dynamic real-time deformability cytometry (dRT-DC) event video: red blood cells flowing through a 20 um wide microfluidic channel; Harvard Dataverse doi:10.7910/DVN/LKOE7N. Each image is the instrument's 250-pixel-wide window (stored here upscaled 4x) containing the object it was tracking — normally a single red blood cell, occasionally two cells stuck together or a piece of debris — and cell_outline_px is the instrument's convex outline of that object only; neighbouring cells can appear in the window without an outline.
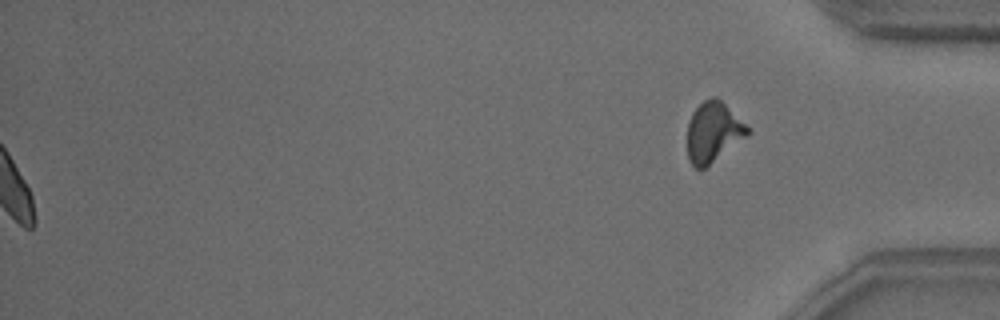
{"species": "common noctule bat (a hibernating species)", "species_latin": "Nyctalus noctula", "temperature_condition": "warm", "stored_images_in_passage": 54, "segment_of_instrument_passage": [2, 2], "camera_frame_rate_fps": 3000, "um_per_image_px": 0.085, "animal": {"sex": "male", "body_mass_g": 18.8}, "frame": {"image": 1, "passage_image": 54, "time_ms": 17.667, "image_size_px": [1000, 320], "cell_outline_px": [[752, 132], [748, 136], [704, 168], [696, 168], [688, 160], [688, 120], [692, 112], [704, 100], [712, 96], [716, 96]], "centroid_in_image_um": [60.61, 11.23], "position_along_channel_um": 374.6, "area_um2": 20.75}}